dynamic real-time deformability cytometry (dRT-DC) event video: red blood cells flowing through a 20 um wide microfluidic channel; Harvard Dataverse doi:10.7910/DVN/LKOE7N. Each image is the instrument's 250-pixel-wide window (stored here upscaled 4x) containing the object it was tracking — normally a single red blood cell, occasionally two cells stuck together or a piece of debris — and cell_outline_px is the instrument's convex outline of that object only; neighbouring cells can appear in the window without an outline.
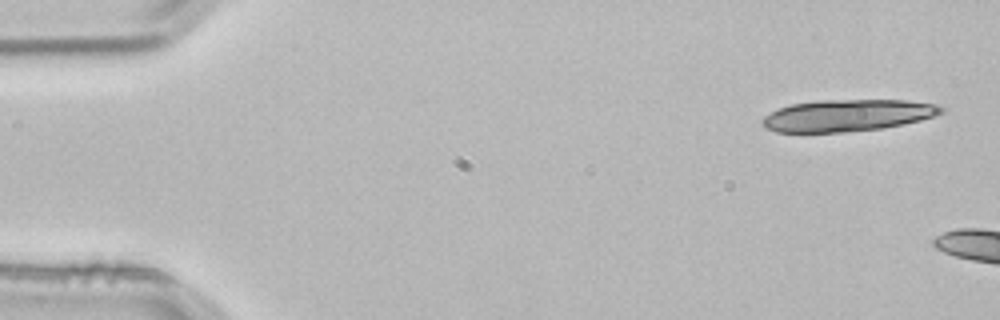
{"species": "common noctule bat (a hibernating species)", "species_latin": "Nyctalus noctula", "temperature_condition": "room temperature", "stored_images_in_passage": 2, "camera_frame_rate_fps": 3000, "um_per_image_px": 0.085, "animal": {"sex": "male", "body_mass_g": 21.5, "forearm_length_mm": 52.0}, "frame": {"image": 1, "passage_image": 1, "time_ms": 0.0, "image_size_px": [1000, 320], "cell_outline_px": [[944, 112], [920, 120], [880, 128], [844, 132], [776, 132], [768, 128], [764, 124], [764, 116], [780, 108], [792, 104], [820, 100], [908, 100], [936, 104], [944, 108]], "centroid_in_image_um": [72.06, 9.8], "position_along_channel_um": 12.9, "area_um2": 32.66}}